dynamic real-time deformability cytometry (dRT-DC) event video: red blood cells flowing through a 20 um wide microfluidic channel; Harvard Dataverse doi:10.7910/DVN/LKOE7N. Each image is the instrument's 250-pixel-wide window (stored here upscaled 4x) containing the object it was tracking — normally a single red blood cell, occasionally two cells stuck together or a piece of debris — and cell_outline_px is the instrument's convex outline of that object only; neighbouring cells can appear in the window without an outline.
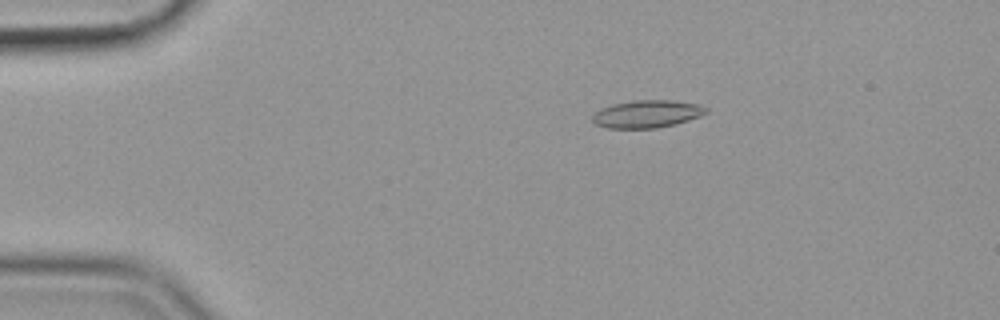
{"species": "common noctule bat (a hibernating species)", "species_latin": "Nyctalus noctula", "temperature_condition": "cold", "stored_images_in_passage": 57, "camera_frame_rate_fps": 3000, "um_per_image_px": 0.085, "animal": {"sex": "female", "body_mass_g": 19.9}, "frame": {"image": 1, "passage_image": 11, "time_ms": 3.333, "image_size_px": [1000, 320], "cell_outline_px": [[708, 112], [700, 116], [676, 124], [656, 128], [608, 128], [596, 124], [592, 120], [592, 116], [600, 108], [612, 104], [632, 100], [672, 100], [700, 104], [708, 108]], "centroid_in_image_um": [55.01, 9.68], "position_along_channel_um": 30.0, "area_um2": 18.38}}
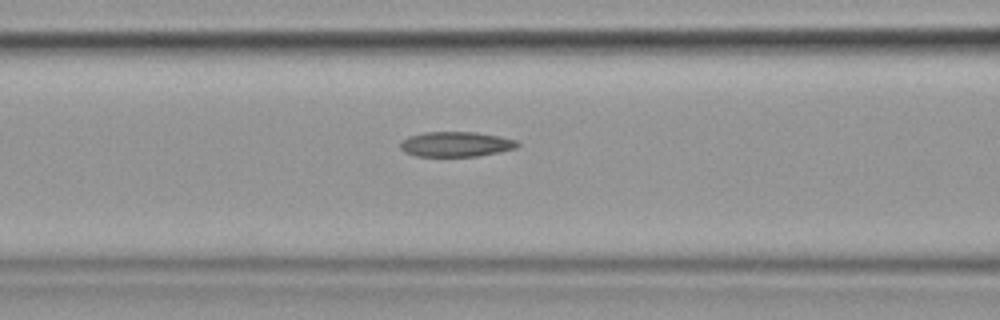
{"frame": {"image": 2, "passage_image": 24, "time_ms": 7.667, "image_size_px": [1000, 320], "cell_outline_px": [[520, 144], [516, 148], [500, 152], [476, 156], [416, 156], [404, 152], [400, 148], [400, 140], [408, 136], [424, 132], [476, 132], [500, 136], [516, 140]], "centroid_in_image_um": [38.73, 12.25], "position_along_channel_um": 127.9, "area_um2": 17.22}}
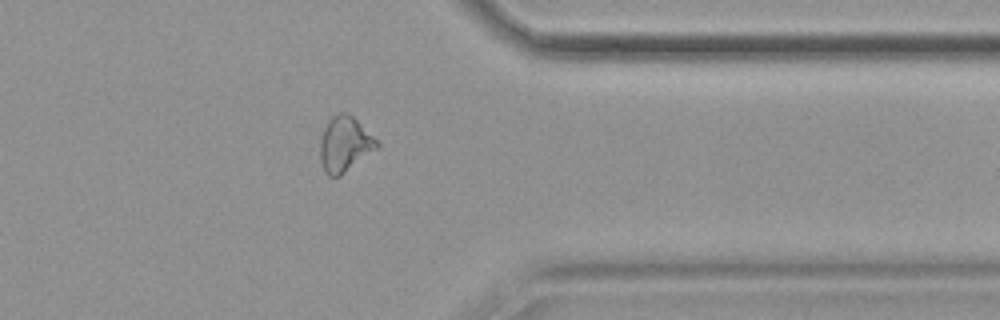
{"frame": {"image": 3, "passage_image": 46, "time_ms": 15.0, "image_size_px": [1000, 320], "cell_outline_px": [[380, 148], [340, 176], [328, 176], [324, 172], [320, 160], [320, 140], [324, 128], [328, 120], [332, 116], [340, 112], [348, 112], [380, 144]], "centroid_in_image_um": [29.3, 12.28], "position_along_channel_um": 382.1, "area_um2": 18.38}, "authors_computed_cell_mechanics": {"area_um2": 17.918, "velocity_mm_per_s": 3.5731, "shape_relaxation_time_tau1_ms": 6.9244, "shape_relaxation_time_tau2_ms": 5.3062, "deformation_change_tau1": 0.1626, "deformation_change_tau2": 0.1367}}